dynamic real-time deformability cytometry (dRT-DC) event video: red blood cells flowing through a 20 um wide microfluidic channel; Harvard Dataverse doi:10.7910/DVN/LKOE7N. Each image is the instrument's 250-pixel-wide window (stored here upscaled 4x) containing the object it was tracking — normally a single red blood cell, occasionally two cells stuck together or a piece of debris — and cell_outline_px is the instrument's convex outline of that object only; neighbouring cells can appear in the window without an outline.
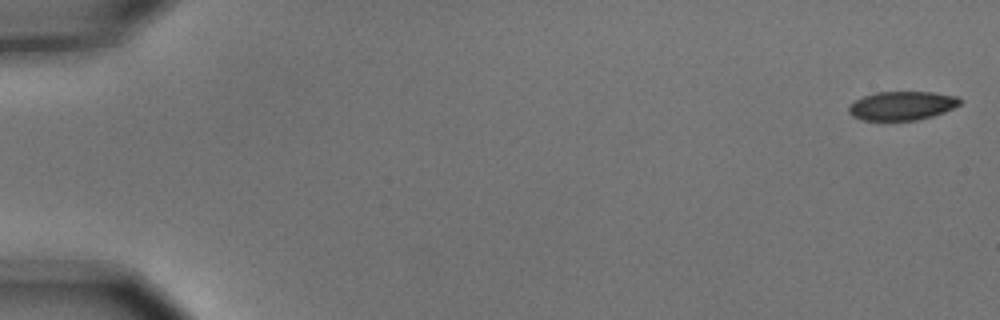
{"species": "common noctule bat (a hibernating species)", "species_latin": "Nyctalus noctula", "temperature_condition": "cold", "stored_images_in_passage": 5, "camera_frame_rate_fps": 3000, "um_per_image_px": 0.085, "animal": {"sex": "male", "body_mass_g": 15.6}, "frame": {"image": 1, "passage_image": 1, "time_ms": 0.0, "image_size_px": [1000, 320], "cell_outline_px": [[960, 104], [944, 112], [932, 116], [916, 120], [864, 120], [852, 116], [848, 112], [848, 108], [856, 100], [864, 96], [876, 92], [932, 92], [956, 96], [960, 100]], "centroid_in_image_um": [76.66, 8.98], "position_along_channel_um": 8.3, "area_um2": 18.44}}
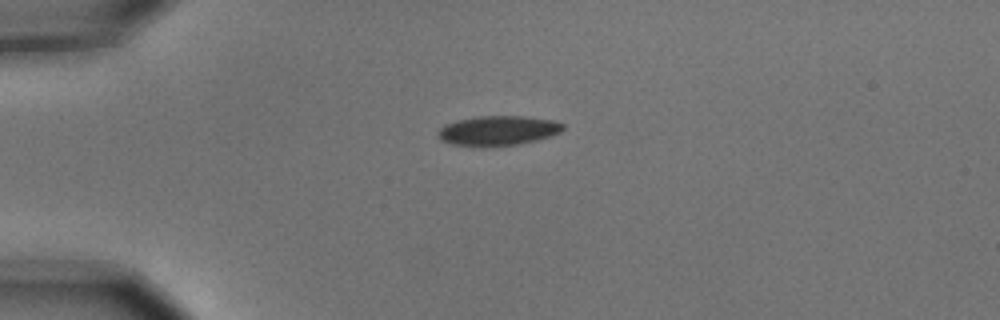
{"frame": {"image": 2, "passage_image": 4, "time_ms": 1.0, "image_size_px": [1000, 320], "cell_outline_px": [[564, 128], [560, 132], [552, 136], [536, 140], [516, 144], [452, 144], [440, 140], [436, 132], [444, 124], [456, 120], [476, 116], [524, 116], [552, 120], [564, 124]], "centroid_in_image_um": [42.33, 11.06], "position_along_channel_um": 42.7, "area_um2": 21.1}}